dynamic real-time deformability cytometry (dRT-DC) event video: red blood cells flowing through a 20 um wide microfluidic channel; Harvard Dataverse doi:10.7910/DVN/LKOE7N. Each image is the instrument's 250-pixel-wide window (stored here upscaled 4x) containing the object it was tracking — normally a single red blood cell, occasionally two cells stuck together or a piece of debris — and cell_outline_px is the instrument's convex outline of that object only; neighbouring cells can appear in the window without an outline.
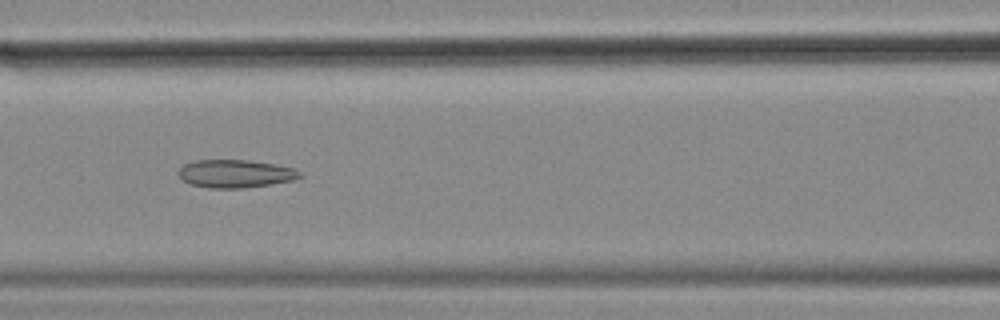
{"species": "common noctule bat (a hibernating species)", "species_latin": "Nyctalus noctula", "temperature_condition": "cold", "stored_images_in_passage": 56, "camera_frame_rate_fps": 3000, "um_per_image_px": 0.085, "animal": {"sex": "female", "body_mass_g": 18.4}, "frame": {"image": 1, "passage_image": 24, "time_ms": 7.667, "image_size_px": [1000, 320], "cell_outline_px": [[304, 176], [292, 180], [244, 188], [208, 188], [192, 184], [184, 180], [176, 172], [184, 164], [196, 160], [248, 160], [276, 164], [292, 168], [300, 172]], "centroid_in_image_um": [20.0, 14.75], "position_along_channel_um": 146.6, "area_um2": 19.65}}
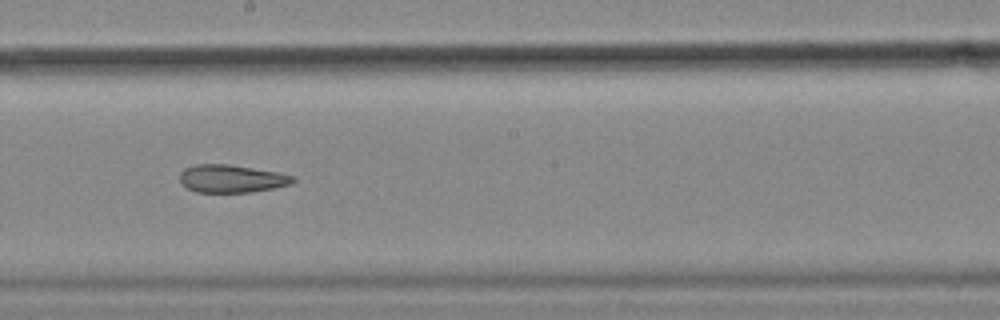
{"frame": {"image": 2, "passage_image": 31, "time_ms": 10.0, "image_size_px": [1000, 320], "cell_outline_px": [[296, 180], [292, 184], [252, 192], [196, 192], [180, 184], [180, 172], [184, 168], [196, 164], [228, 164], [280, 172], [296, 176]], "centroid_in_image_um": [19.7, 15.18], "position_along_channel_um": 228.5, "area_um2": 18.55}}
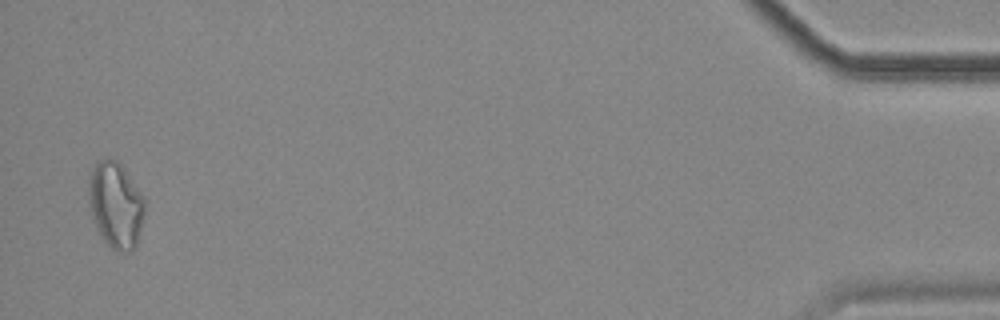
{"frame": {"image": 3, "passage_image": 55, "time_ms": 18.0, "image_size_px": [1000, 320], "cell_outline_px": [[144, 212], [140, 232], [136, 248], [132, 252], [116, 252], [104, 240], [96, 228], [88, 200], [88, 184], [92, 168], [96, 160], [108, 156], [116, 160], [120, 164], [144, 196]], "centroid_in_image_um": [9.83, 17.42], "position_along_channel_um": 425.4, "area_um2": 28.38}, "authors_computed_cell_mechanics": {"area_um2": 22.253, "velocity_mm_per_s": 3.5366, "shape_relaxation_time_tau1_ms": null, "shape_relaxation_time_tau2_ms": 4.9473, "deformation_change_tau1": null, "deformation_change_tau2": 0.1292}}